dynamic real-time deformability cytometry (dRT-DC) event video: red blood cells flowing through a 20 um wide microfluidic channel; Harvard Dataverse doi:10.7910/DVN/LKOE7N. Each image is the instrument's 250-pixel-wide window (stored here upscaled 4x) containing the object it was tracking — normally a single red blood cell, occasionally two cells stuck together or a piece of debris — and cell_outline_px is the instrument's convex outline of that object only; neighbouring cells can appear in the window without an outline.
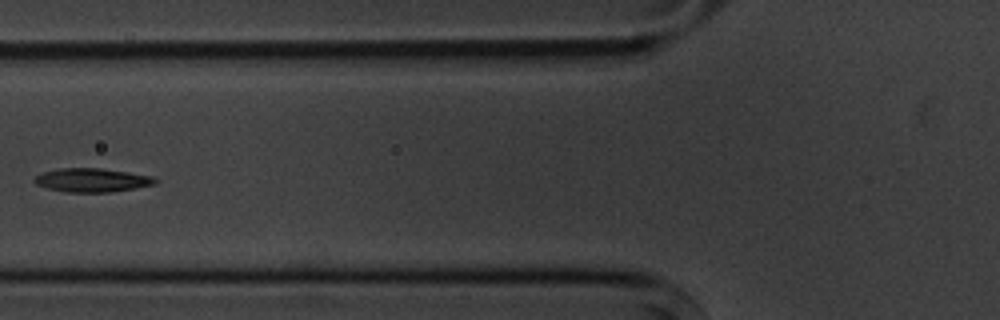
{"species": "common noctule bat (a hibernating species)", "species_latin": "Nyctalus noctula", "temperature_condition": "cold", "stored_images_in_passage": 7, "camera_frame_rate_fps": 3000, "um_per_image_px": 0.085, "animal": {"sex": "male", "body_mass_g": 20.1, "forearm_length_mm": 53.5}, "frame": {"image": 1, "passage_image": 7, "time_ms": 7.0, "image_size_px": [1000, 320], "cell_outline_px": [[160, 180], [156, 184], [136, 188], [108, 192], [64, 192], [48, 188], [36, 184], [32, 180], [36, 176], [44, 172], [60, 168], [100, 168], [128, 172], [152, 176]], "centroid_in_image_um": [7.85, 15.31], "position_along_channel_um": 118.0, "area_um2": 16.7}}